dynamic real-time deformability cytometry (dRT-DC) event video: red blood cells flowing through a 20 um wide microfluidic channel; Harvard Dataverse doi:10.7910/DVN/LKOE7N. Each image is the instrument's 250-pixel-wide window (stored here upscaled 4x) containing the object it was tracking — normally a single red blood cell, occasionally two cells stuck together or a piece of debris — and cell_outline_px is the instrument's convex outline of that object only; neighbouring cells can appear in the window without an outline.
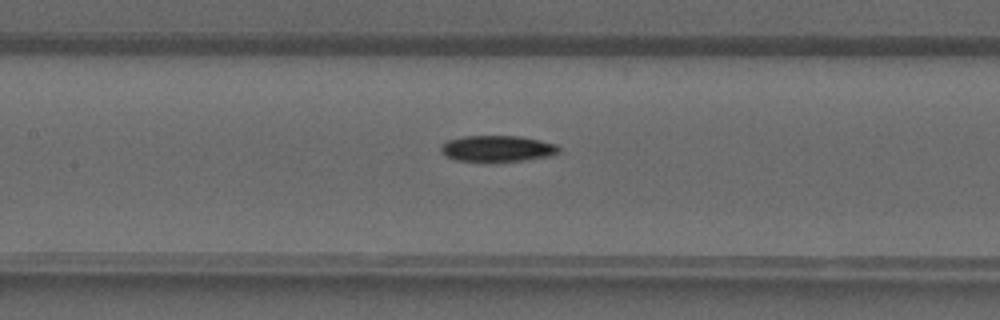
{"species": "common noctule bat (a hibernating species)", "species_latin": "Nyctalus noctula", "temperature_condition": "warm", "stored_images_in_passage": 40, "camera_frame_rate_fps": 3000, "um_per_image_px": 0.085, "animal": {"sex": "male", "forearm_length_mm": 52.5}, "frame": {"image": 1, "passage_image": 19, "time_ms": 6.0, "image_size_px": [1000, 320], "cell_outline_px": [[560, 152], [552, 156], [524, 160], [456, 160], [440, 152], [440, 144], [448, 140], [464, 136], [520, 136], [540, 140], [556, 144], [560, 148]], "centroid_in_image_um": [42.3, 12.6], "position_along_channel_um": 165.1, "area_um2": 17.74}}
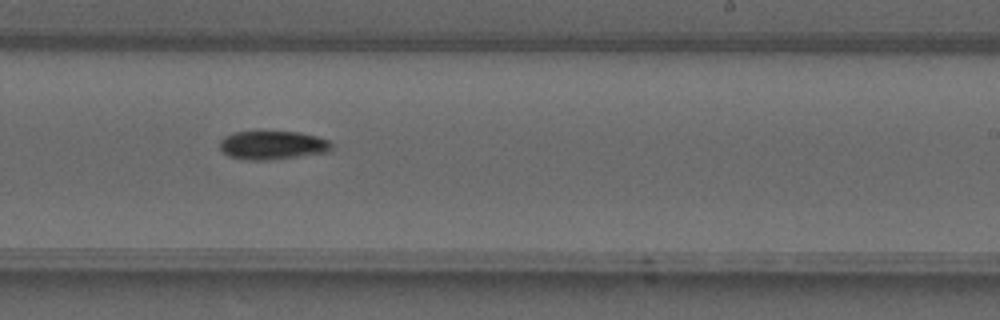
{"frame": {"image": 2, "passage_image": 25, "time_ms": 8.0, "image_size_px": [1000, 320], "cell_outline_px": [[336, 144], [332, 152], [272, 160], [240, 160], [228, 156], [220, 148], [220, 140], [224, 136], [232, 132], [300, 132], [316, 136], [328, 140]], "centroid_in_image_um": [23.22, 12.36], "position_along_channel_um": 265.8, "area_um2": 19.13}}
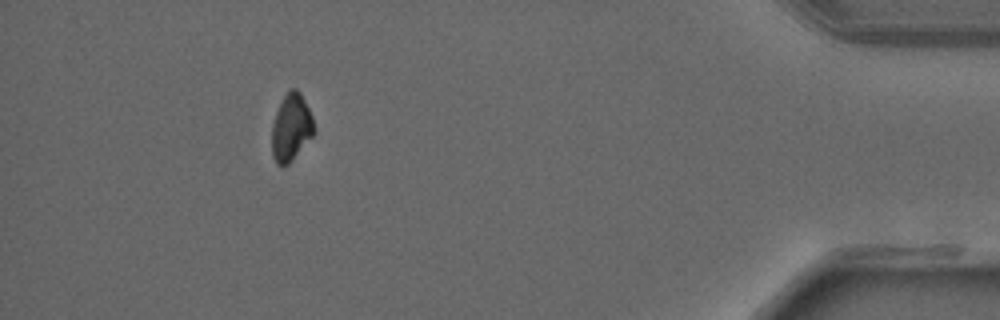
{"frame": {"image": 3, "passage_image": 37, "time_ms": 12.0, "image_size_px": [1000, 320], "cell_outline_px": [[316, 132], [292, 160], [288, 164], [276, 164], [272, 156], [272, 124], [276, 112], [284, 96], [292, 88], [296, 88], [300, 92], [312, 116], [316, 128]], "centroid_in_image_um": [24.76, 10.85], "position_along_channel_um": 410.4, "area_um2": 16.42}}